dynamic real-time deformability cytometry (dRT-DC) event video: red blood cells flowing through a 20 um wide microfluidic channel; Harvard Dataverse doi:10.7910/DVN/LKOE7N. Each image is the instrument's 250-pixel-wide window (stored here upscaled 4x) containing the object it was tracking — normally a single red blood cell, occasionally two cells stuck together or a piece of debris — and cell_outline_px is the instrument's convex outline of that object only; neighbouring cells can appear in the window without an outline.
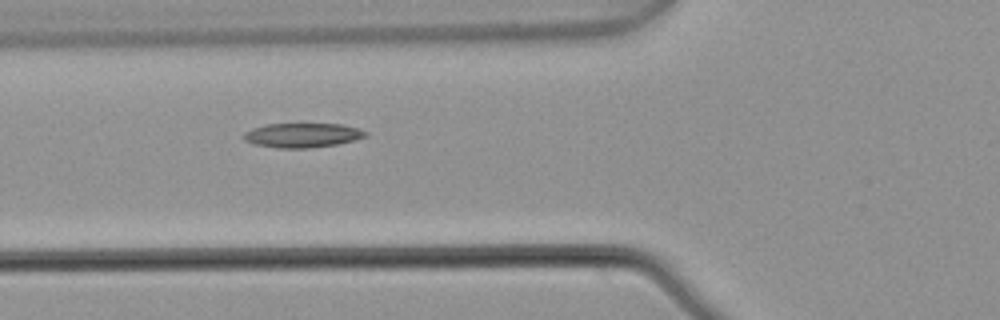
{"species": "common noctule bat (a hibernating species)", "species_latin": "Nyctalus noctula", "temperature_condition": "warm", "stored_images_in_passage": 6, "camera_frame_rate_fps": 3000, "um_per_image_px": 0.085, "animal": {"sex": "male", "body_mass_g": 21.5, "forearm_length_mm": 52.0}, "frame": {"image": 1, "passage_image": 6, "time_ms": 1.667, "image_size_px": [1000, 320], "cell_outline_px": [[368, 136], [356, 140], [336, 144], [312, 148], [276, 148], [252, 144], [244, 140], [244, 132], [252, 128], [268, 124], [344, 124], [368, 132]], "centroid_in_image_um": [25.71, 11.5], "position_along_channel_um": 100.1, "area_um2": 17.46}}